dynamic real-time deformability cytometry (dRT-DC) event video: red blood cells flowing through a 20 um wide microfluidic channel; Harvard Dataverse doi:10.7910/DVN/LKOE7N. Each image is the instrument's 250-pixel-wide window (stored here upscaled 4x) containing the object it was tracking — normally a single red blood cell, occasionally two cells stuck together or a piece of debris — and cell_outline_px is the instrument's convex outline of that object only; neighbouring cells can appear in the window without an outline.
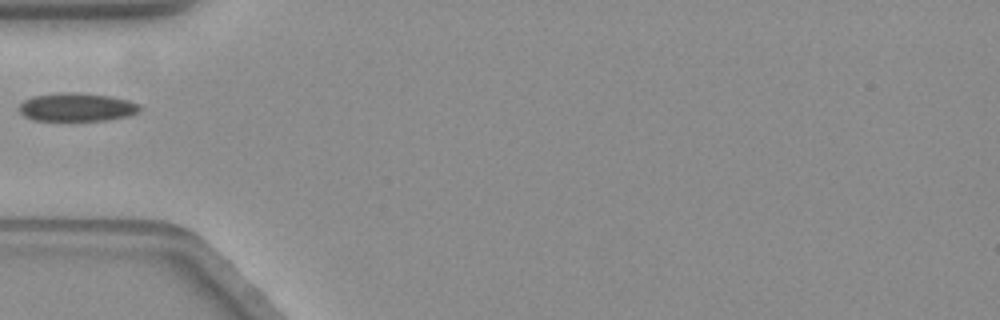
{"species": "common noctule bat (a hibernating species)", "species_latin": "Nyctalus noctula", "temperature_condition": "warm", "stored_images_in_passage": 40, "camera_frame_rate_fps": 3000, "um_per_image_px": 0.085, "animal": {"sex": "female", "body_mass_g": 19.3, "forearm_length_mm": 54.1}, "frame": {"image": 1, "passage_image": 1, "time_ms": 0.0, "image_size_px": [1000, 320], "cell_outline_px": [[144, 108], [140, 112], [128, 116], [108, 120], [32, 120], [24, 116], [20, 112], [20, 104], [24, 100], [32, 96], [60, 92], [72, 92], [112, 96], [128, 100], [140, 104]], "centroid_in_image_um": [6.58, 9.1], "position_along_channel_um": 78.4, "area_um2": 20.11}}
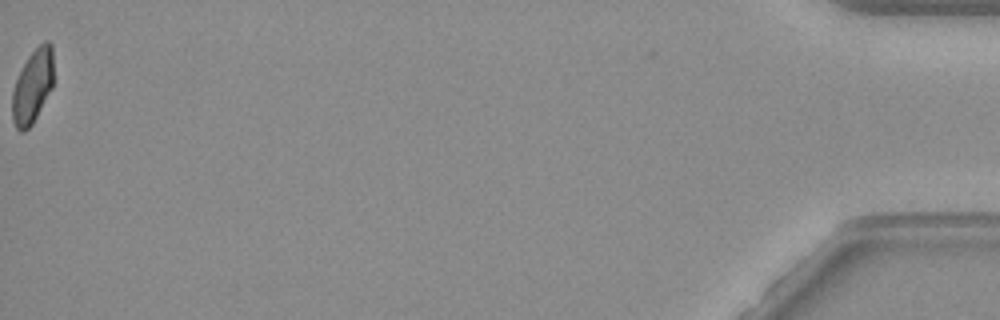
{"frame": {"image": 2, "passage_image": 40, "time_ms": 13.0, "image_size_px": [1000, 320], "cell_outline_px": [[52, 88], [32, 124], [24, 132], [20, 132], [16, 128], [12, 120], [12, 92], [16, 80], [28, 56], [44, 40], [48, 40], [52, 44]], "centroid_in_image_um": [2.76, 7.35], "position_along_channel_um": 432.4, "area_um2": 17.57}}